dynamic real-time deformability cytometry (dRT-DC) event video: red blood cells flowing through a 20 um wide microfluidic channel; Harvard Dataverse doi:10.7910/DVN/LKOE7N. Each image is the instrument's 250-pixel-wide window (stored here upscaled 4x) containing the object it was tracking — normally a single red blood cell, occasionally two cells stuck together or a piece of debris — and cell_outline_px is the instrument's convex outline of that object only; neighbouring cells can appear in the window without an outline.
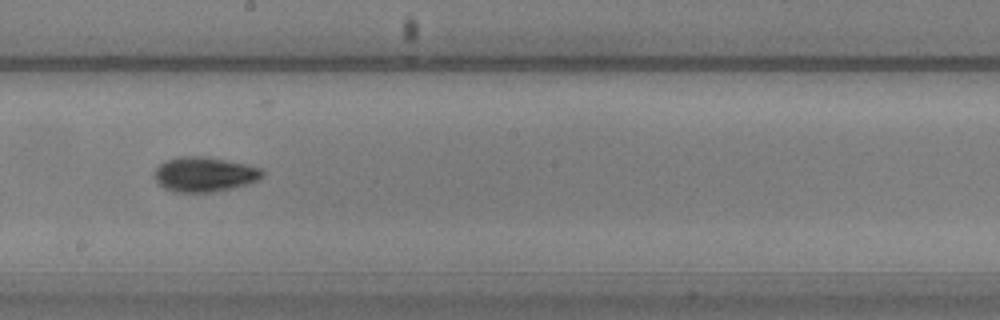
{"species": "common noctule bat (a hibernating species)", "species_latin": "Nyctalus noctula", "temperature_condition": "warm", "stored_images_in_passage": 51, "camera_frame_rate_fps": 3000, "um_per_image_px": 0.085, "animal": {"sex": "male", "body_mass_g": 20.5, "forearm_length_mm": 52.5}, "frame": {"image": 1, "passage_image": 30, "time_ms": 9.667, "image_size_px": [1000, 320], "cell_outline_px": [[264, 176], [248, 184], [232, 188], [212, 192], [172, 192], [164, 188], [156, 180], [156, 168], [164, 160], [184, 156], [204, 156], [248, 164], [260, 168], [264, 172]], "centroid_in_image_um": [17.4, 14.82], "position_along_channel_um": 230.8, "area_um2": 21.85}}
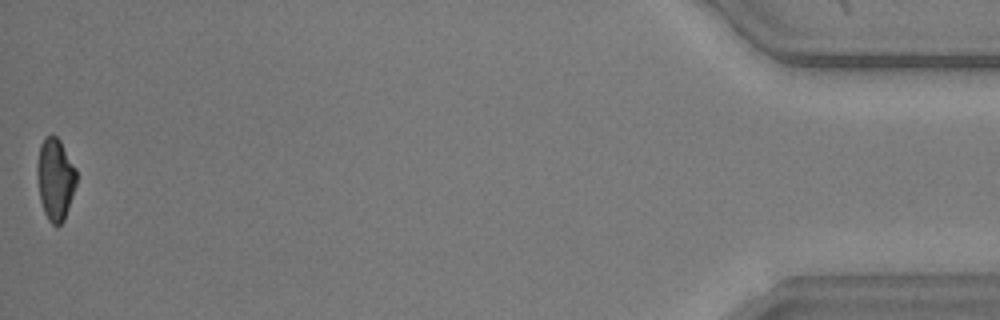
{"frame": {"image": 2, "passage_image": 51, "time_ms": 16.667, "image_size_px": [1000, 320], "cell_outline_px": [[76, 184], [64, 220], [60, 224], [52, 224], [48, 220], [44, 212], [40, 200], [36, 172], [36, 164], [40, 144], [44, 136], [56, 136], [60, 140], [76, 168]], "centroid_in_image_um": [4.68, 15.2], "position_along_channel_um": 430.5, "area_um2": 18.79}, "authors_computed_cell_mechanics": {"area_um2": 19.652, "velocity_mm_per_s": 4.1337, "shape_relaxation_time_tau1_ms": 3.2621, "shape_relaxation_time_tau2_ms": 5.8792, "deformation_change_tau1": 0.1426, "deformation_change_tau2": 0.1093}}